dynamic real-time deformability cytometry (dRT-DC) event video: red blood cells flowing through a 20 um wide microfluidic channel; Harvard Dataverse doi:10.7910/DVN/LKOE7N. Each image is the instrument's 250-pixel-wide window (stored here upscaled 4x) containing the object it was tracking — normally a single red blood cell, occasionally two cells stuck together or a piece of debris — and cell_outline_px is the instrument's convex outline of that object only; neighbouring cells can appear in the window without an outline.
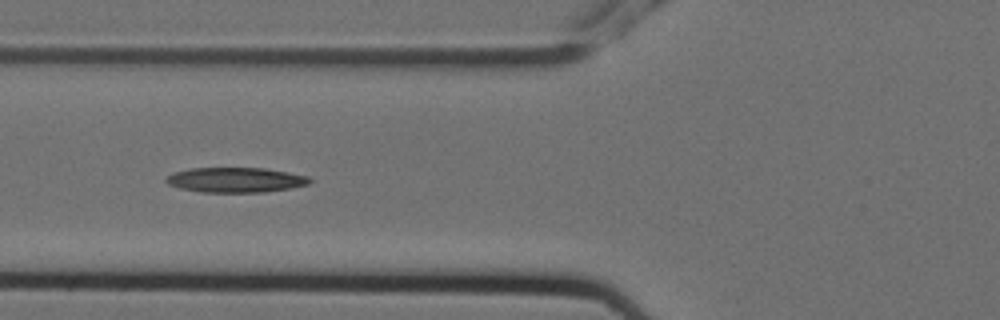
{"species": "Egyptian fruit bat (a non-hibernating species)", "species_latin": "Rousettus aegyptiacus", "temperature_condition": "cold", "stored_images_in_passage": 6, "camera_frame_rate_fps": 3000, "um_per_image_px": 0.085, "animal": {"sex": "female"}, "frame": {"image": 1, "passage_image": 3, "time_ms": 0.667, "image_size_px": [1000, 320], "cell_outline_px": [[312, 180], [308, 184], [292, 188], [264, 192], [200, 192], [180, 188], [168, 184], [164, 180], [168, 176], [176, 172], [188, 168], [264, 168], [288, 172], [308, 176]], "centroid_in_image_um": [20.04, 15.29], "position_along_channel_um": 105.8, "area_um2": 20.87}}
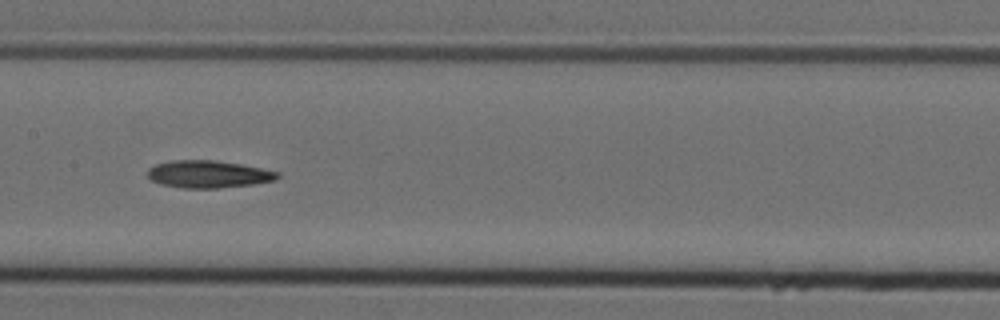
{"frame": {"image": 2, "passage_image": 5, "time_ms": 1.333, "image_size_px": [1000, 320], "cell_outline_px": [[280, 176], [276, 180], [252, 184], [220, 188], [184, 188], [160, 184], [152, 180], [148, 176], [148, 168], [156, 164], [172, 160], [212, 160], [240, 164], [280, 172]], "centroid_in_image_um": [17.71, 14.81], "position_along_channel_um": 189.7, "area_um2": 20.63}}
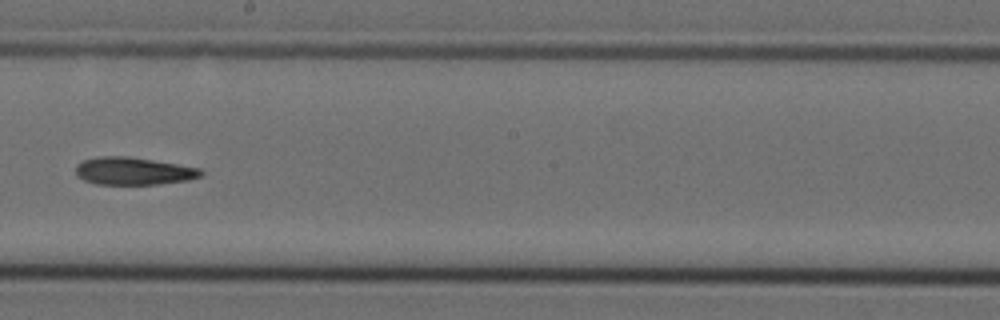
{"frame": {"image": 3, "passage_image": 6, "time_ms": 1.667, "image_size_px": [1000, 320], "cell_outline_px": [[204, 172], [200, 176], [188, 180], [156, 184], [96, 184], [84, 180], [76, 176], [76, 164], [84, 160], [96, 156], [128, 156], [200, 168]], "centroid_in_image_um": [11.3, 14.53], "position_along_channel_um": 236.9, "area_um2": 20.06}}